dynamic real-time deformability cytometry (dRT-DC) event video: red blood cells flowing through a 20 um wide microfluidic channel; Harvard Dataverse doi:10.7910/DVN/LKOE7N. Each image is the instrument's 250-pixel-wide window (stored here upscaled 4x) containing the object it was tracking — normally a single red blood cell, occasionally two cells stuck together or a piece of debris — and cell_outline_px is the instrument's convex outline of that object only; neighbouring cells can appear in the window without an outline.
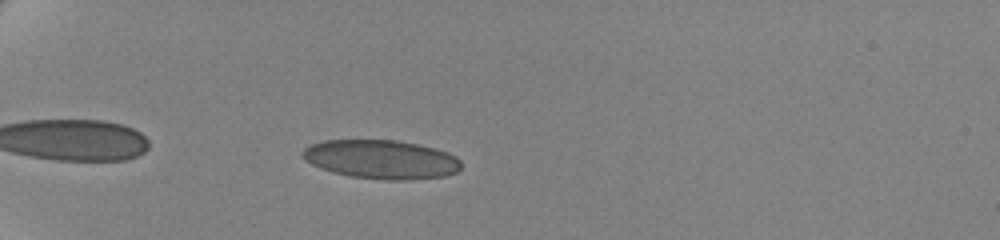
{"species": "human", "species_latin": "Homo sapiens", "temperature_condition": "cold", "stored_images_in_passage": 45, "camera_frame_rate_fps": 3000, "um_per_image_px": 0.085, "donor": {"sex": "female"}, "frame": {"image": 1, "passage_image": 5, "time_ms": 1.333, "image_size_px": [1000, 240], "cell_outline_px": [[460, 168], [456, 172], [444, 176], [404, 180], [388, 180], [352, 176], [332, 172], [320, 168], [304, 160], [300, 156], [300, 152], [308, 144], [324, 140], [396, 140], [420, 144], [436, 148], [448, 152], [456, 156], [460, 160]], "centroid_in_image_um": [32.37, 13.53], "position_along_channel_um": 52.6, "area_um2": 36.18}}
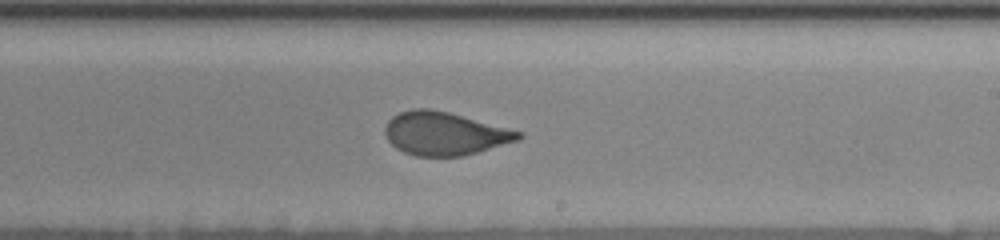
{"frame": {"image": 2, "passage_image": 25, "time_ms": 8.0, "image_size_px": [1000, 240], "cell_outline_px": [[524, 136], [520, 140], [476, 152], [460, 156], [416, 156], [404, 152], [396, 148], [388, 140], [384, 132], [384, 128], [388, 120], [392, 116], [400, 112], [412, 108], [432, 108], [448, 112], [524, 132]], "centroid_in_image_um": [37.79, 11.34], "position_along_channel_um": 251.2, "area_um2": 33.64}}
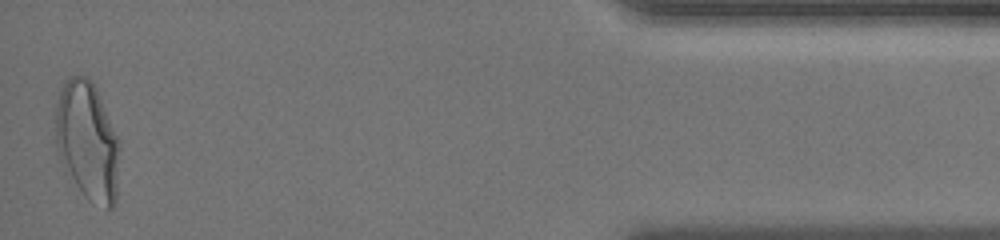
{"frame": {"image": 3, "passage_image": 45, "time_ms": 14.667, "image_size_px": [1000, 240], "cell_outline_px": [[120, 152], [116, 204], [112, 208], [108, 208], [88, 200], [84, 196], [60, 160], [56, 148], [56, 104], [60, 92], [68, 76], [84, 76], [96, 84], [120, 140]], "centroid_in_image_um": [7.47, 11.97], "position_along_channel_um": 427.7, "area_um2": 44.8}, "authors_computed_cell_mechanics": {"area_um2": 35.2002, "velocity_mm_per_s": 3.4905, "shape_relaxation_time_tau1_ms": 8.8269, "shape_relaxation_time_tau2_ms": null, "deformation_change_tau1": 0.192, "deformation_change_tau2": null}}